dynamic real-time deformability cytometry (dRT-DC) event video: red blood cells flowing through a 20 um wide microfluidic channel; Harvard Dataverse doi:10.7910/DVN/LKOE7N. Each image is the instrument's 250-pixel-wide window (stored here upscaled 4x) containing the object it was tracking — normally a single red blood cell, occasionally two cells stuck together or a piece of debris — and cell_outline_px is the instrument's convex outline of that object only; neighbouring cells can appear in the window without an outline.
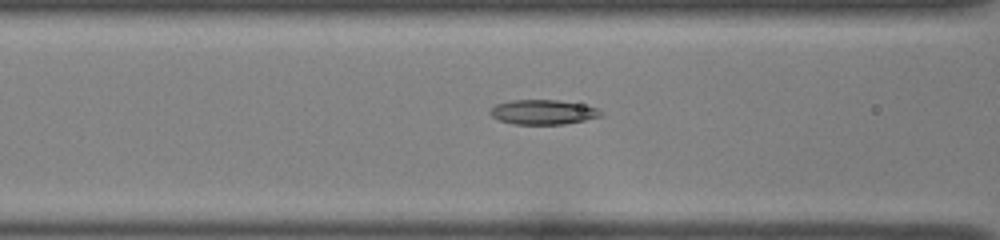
{"species": "common noctule bat (a hibernating species)", "species_latin": "Nyctalus noctula", "temperature_condition": "room temperature", "stored_images_in_passage": 40, "camera_frame_rate_fps": 3000, "um_per_image_px": 0.085, "animal": {"sex": "female", "body_mass_g": 22.0, "forearm_length_mm": 56.7}, "frame": {"image": 1, "passage_image": 12, "time_ms": 3.667, "image_size_px": [1000, 240], "cell_outline_px": [[604, 116], [564, 124], [512, 124], [500, 120], [492, 116], [488, 112], [496, 104], [512, 100], [556, 100], [580, 104], [596, 108]], "centroid_in_image_um": [46.13, 9.53], "position_along_channel_um": 120.5, "area_um2": 15.72}}
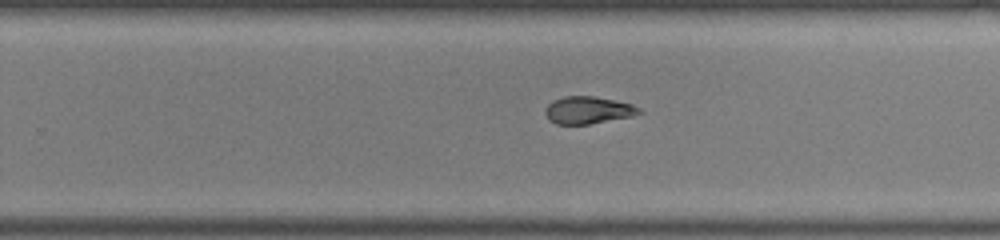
{"frame": {"image": 2, "passage_image": 24, "time_ms": 7.667, "image_size_px": [1000, 240], "cell_outline_px": [[644, 112], [632, 116], [588, 124], [556, 124], [548, 120], [544, 112], [548, 104], [552, 100], [564, 96], [592, 96], [632, 104], [640, 108]], "centroid_in_image_um": [49.96, 9.36], "position_along_channel_um": 279.8, "area_um2": 14.91}}
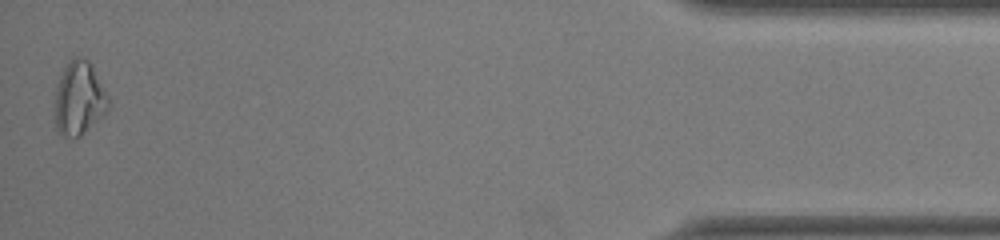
{"frame": {"image": 3, "passage_image": 40, "time_ms": 13.0, "image_size_px": [1000, 240], "cell_outline_px": [[108, 108], [80, 136], [64, 136], [56, 132], [56, 88], [60, 76], [68, 60], [76, 56], [88, 60], [108, 96]], "centroid_in_image_um": [6.69, 8.34], "position_along_channel_um": 428.5, "area_um2": 22.2}, "authors_computed_cell_mechanics": {"area_um2": 15.2014, "velocity_mm_per_s": 3.996, "shape_relaxation_time_tau1_ms": null, "shape_relaxation_time_tau2_ms": 1.586, "deformation_change_tau1": null, "deformation_change_tau2": 0.0799}}